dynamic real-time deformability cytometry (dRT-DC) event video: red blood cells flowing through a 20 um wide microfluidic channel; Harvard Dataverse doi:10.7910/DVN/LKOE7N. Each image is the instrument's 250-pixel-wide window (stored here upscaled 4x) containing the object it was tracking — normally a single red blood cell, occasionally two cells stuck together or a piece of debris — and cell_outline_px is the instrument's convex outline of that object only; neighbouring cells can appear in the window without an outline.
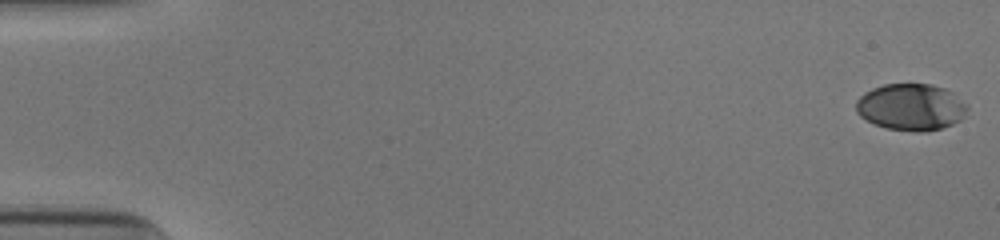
{"species": "human", "species_latin": "Homo sapiens", "temperature_condition": "cold", "stored_images_in_passage": 53, "camera_frame_rate_fps": 3000, "um_per_image_px": 0.085, "donor": {"sex": "male"}, "frame": {"image": 1, "passage_image": 1, "time_ms": 0.0, "image_size_px": [1000, 240], "cell_outline_px": [[968, 108], [964, 116], [960, 120], [952, 124], [940, 128], [924, 132], [920, 132], [888, 128], [876, 124], [860, 116], [856, 112], [856, 100], [864, 92], [872, 88], [884, 84], [932, 84], [944, 88], [952, 92], [968, 104]], "centroid_in_image_um": [77.44, 9.08], "position_along_channel_um": 7.6, "area_um2": 30.29}}
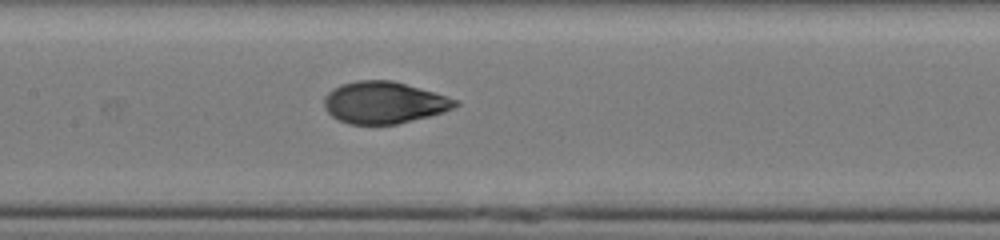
{"frame": {"image": 2, "passage_image": 27, "time_ms": 8.667, "image_size_px": [1000, 240], "cell_outline_px": [[460, 104], [444, 112], [396, 124], [348, 124], [332, 116], [324, 108], [324, 96], [332, 88], [340, 84], [356, 80], [392, 80], [420, 88], [460, 100]], "centroid_in_image_um": [32.62, 8.71], "position_along_channel_um": 174.8, "area_um2": 32.02}}
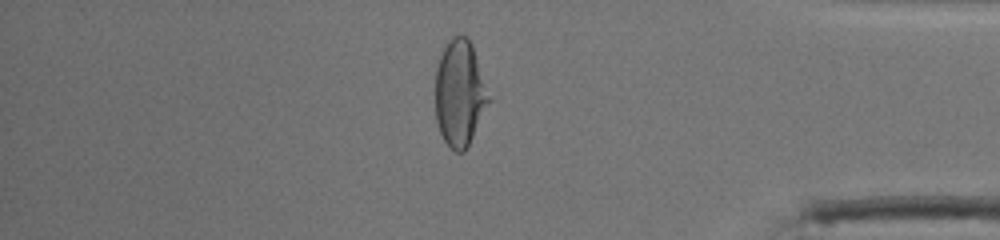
{"frame": {"image": 3, "passage_image": 46, "time_ms": 15.0, "image_size_px": [1000, 240], "cell_outline_px": [[492, 100], [464, 152], [456, 152], [444, 140], [440, 132], [436, 120], [436, 68], [440, 56], [448, 40], [452, 36], [464, 36], [472, 44]], "centroid_in_image_um": [39.1, 7.93], "position_along_channel_um": 396.1, "area_um2": 33.0}, "authors_computed_cell_mechanics": {"area_um2": 31.79, "velocity_mm_per_s": 3.9035, "shape_relaxation_time_tau1_ms": 5.2044, "shape_relaxation_time_tau2_ms": 0.7478, "deformation_change_tau1": 0.2129, "deformation_change_tau2": 0.0494}}